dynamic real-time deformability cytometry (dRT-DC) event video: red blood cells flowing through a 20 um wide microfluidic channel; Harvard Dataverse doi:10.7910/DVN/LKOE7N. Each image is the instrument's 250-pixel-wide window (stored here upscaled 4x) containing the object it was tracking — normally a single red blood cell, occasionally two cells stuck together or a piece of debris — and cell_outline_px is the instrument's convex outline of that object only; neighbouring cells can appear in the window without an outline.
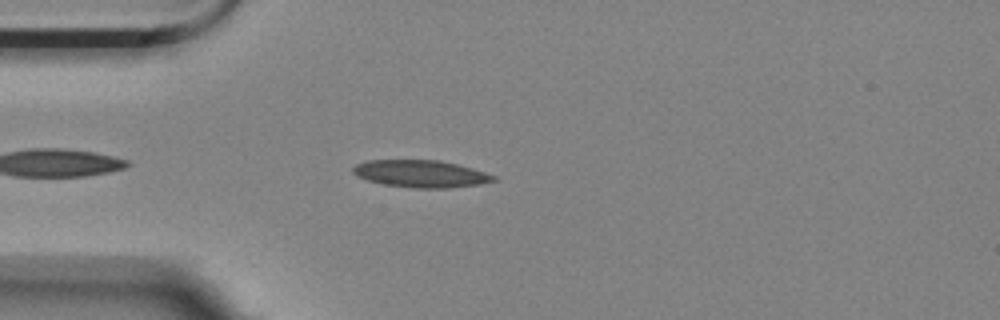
{"species": "Egyptian fruit bat (a non-hibernating species)", "species_latin": "Rousettus aegyptiacus", "temperature_condition": "room temperature", "stored_images_in_passage": 30, "camera_frame_rate_fps": 3000, "um_per_image_px": 0.085, "animal": {"sex": "female"}, "frame": {"image": 1, "passage_image": 5, "time_ms": 1.333, "image_size_px": [1000, 320], "cell_outline_px": [[500, 180], [480, 184], [448, 188], [416, 188], [384, 184], [368, 180], [356, 176], [352, 172], [352, 168], [356, 164], [368, 160], [440, 160], [472, 168], [496, 176]], "centroid_in_image_um": [35.79, 14.77], "position_along_channel_um": 49.2, "area_um2": 22.31}}
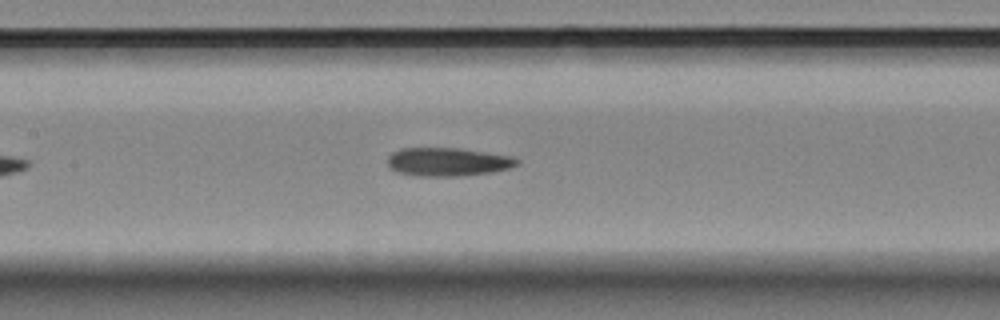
{"frame": {"image": 2, "passage_image": 16, "time_ms": 5.0, "image_size_px": [1000, 320], "cell_outline_px": [[520, 164], [508, 168], [492, 172], [460, 176], [416, 176], [396, 172], [388, 164], [388, 156], [392, 152], [400, 148], [460, 148], [512, 156], [520, 160]], "centroid_in_image_um": [38.07, 13.76], "position_along_channel_um": 169.3, "area_um2": 21.56}}
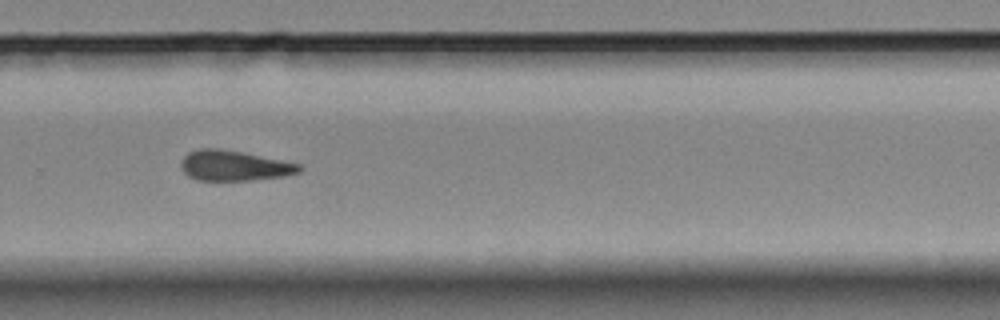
{"frame": {"image": 3, "passage_image": 28, "time_ms": 9.0, "image_size_px": [1000, 320], "cell_outline_px": [[304, 168], [300, 172], [284, 176], [252, 180], [196, 180], [188, 176], [180, 168], [180, 160], [188, 152], [200, 148], [220, 148], [244, 152], [300, 164]], "centroid_in_image_um": [19.88, 14.07], "position_along_channel_um": 309.9, "area_um2": 21.1}}